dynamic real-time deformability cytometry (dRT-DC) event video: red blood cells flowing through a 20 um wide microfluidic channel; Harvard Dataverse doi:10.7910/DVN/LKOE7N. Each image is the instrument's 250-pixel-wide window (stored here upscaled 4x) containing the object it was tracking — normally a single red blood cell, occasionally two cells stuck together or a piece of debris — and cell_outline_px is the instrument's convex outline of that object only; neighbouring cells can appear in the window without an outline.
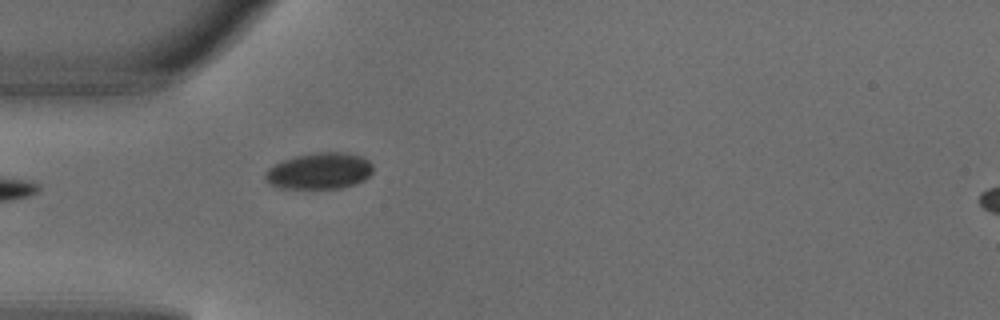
{"species": "common noctule bat (a hibernating species)", "species_latin": "Nyctalus noctula", "temperature_condition": "warm", "stored_images_in_passage": 6, "segment_of_instrument_passage": [1, 2], "camera_frame_rate_fps": 3000, "um_per_image_px": 0.085, "animal": {"sex": "male", "body_mass_g": 18.8}, "frame": {"image": 1, "passage_image": 5, "time_ms": 1.333, "image_size_px": [1000, 320], "cell_outline_px": [[372, 172], [364, 180], [356, 184], [340, 188], [280, 188], [268, 184], [264, 176], [264, 172], [268, 168], [284, 160], [296, 156], [316, 152], [344, 152], [360, 156], [368, 160], [372, 164]], "centroid_in_image_um": [27.14, 14.54], "position_along_channel_um": 57.9, "area_um2": 22.83}}